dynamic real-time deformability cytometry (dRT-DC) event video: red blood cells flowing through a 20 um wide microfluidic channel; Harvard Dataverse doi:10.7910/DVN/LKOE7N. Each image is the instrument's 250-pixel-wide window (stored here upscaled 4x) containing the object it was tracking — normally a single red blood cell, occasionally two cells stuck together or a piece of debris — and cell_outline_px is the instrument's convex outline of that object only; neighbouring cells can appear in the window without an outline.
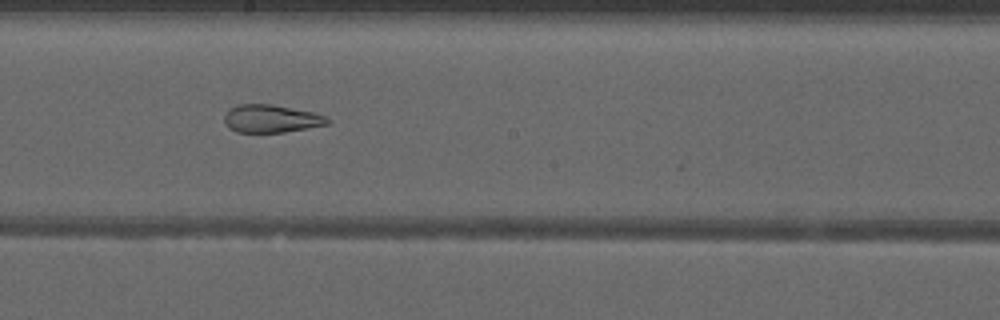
{"species": "common noctule bat (a hibernating species)", "species_latin": "Nyctalus noctula", "temperature_condition": "warm", "stored_images_in_passage": 52, "camera_frame_rate_fps": 3000, "um_per_image_px": 0.085, "animal": {"sex": "male", "forearm_length_mm": 52.5}, "frame": {"image": 1, "passage_image": 30, "time_ms": 9.667, "image_size_px": [1000, 320], "cell_outline_px": [[332, 120], [328, 124], [284, 132], [236, 132], [228, 128], [224, 124], [224, 116], [232, 108], [240, 104], [272, 104], [316, 112]], "centroid_in_image_um": [23.06, 10.08], "position_along_channel_um": 225.1, "area_um2": 16.76}}
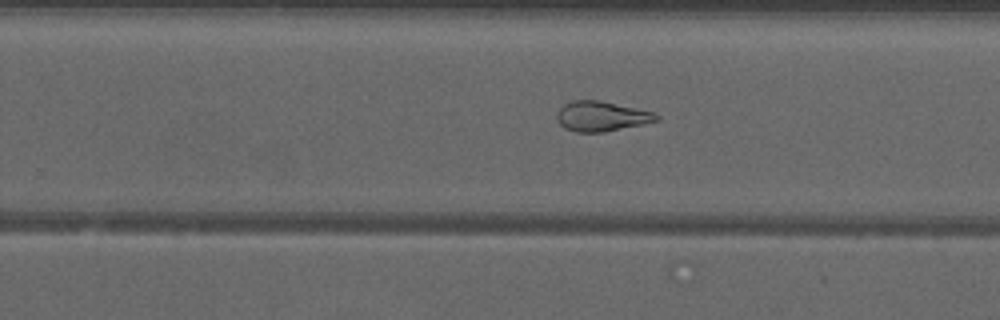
{"frame": {"image": 2, "passage_image": 34, "time_ms": 11.0, "image_size_px": [1000, 320], "cell_outline_px": [[660, 120], [604, 132], [576, 132], [564, 128], [560, 124], [556, 116], [556, 112], [564, 104], [572, 100], [600, 100], [636, 108], [652, 112], [660, 116]], "centroid_in_image_um": [51.1, 9.88], "position_along_channel_um": 278.7, "area_um2": 17.34}}
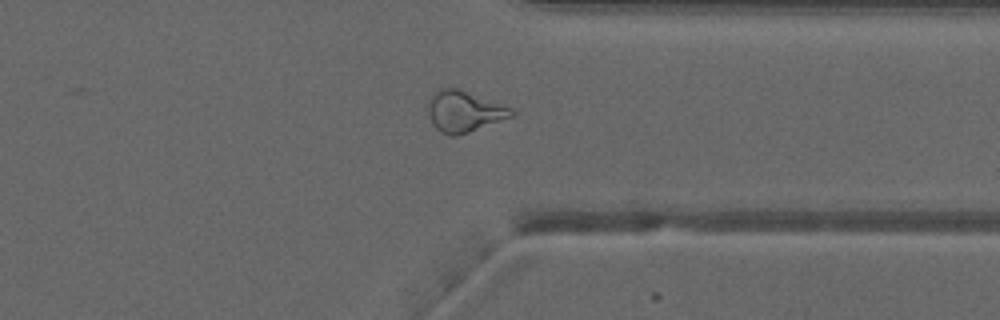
{"frame": {"image": 3, "passage_image": 41, "time_ms": 13.333, "image_size_px": [1000, 320], "cell_outline_px": [[516, 116], [456, 136], [452, 136], [440, 132], [432, 124], [428, 116], [428, 100], [432, 92], [440, 88], [460, 88], [512, 108], [516, 112]], "centroid_in_image_um": [39.45, 9.46], "position_along_channel_um": 372.0, "area_um2": 20.35}, "authors_computed_cell_mechanics": {"area_um2": 22.5131, "velocity_mm_per_s": 4.0279, "shape_relaxation_time_tau1_ms": null, "shape_relaxation_time_tau2_ms": 2.1581, "deformation_change_tau1": null, "deformation_change_tau2": 0.1164}}